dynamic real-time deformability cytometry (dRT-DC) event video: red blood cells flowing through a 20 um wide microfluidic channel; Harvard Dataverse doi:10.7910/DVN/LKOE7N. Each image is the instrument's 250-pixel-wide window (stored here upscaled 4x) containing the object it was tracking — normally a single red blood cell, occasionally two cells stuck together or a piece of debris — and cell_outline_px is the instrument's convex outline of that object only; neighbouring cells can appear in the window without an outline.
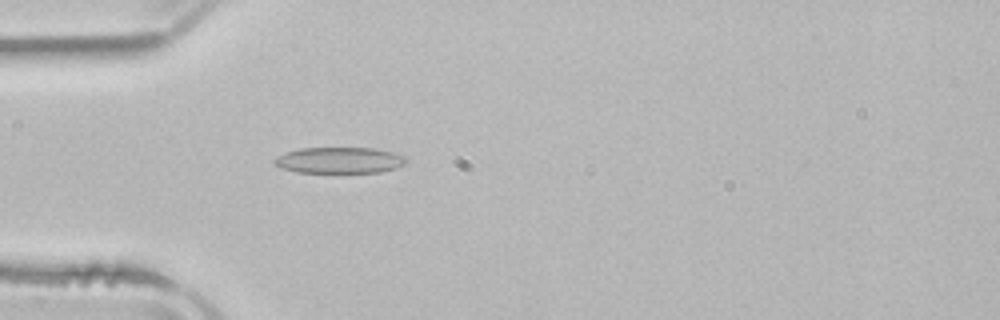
{"species": "common noctule bat (a hibernating species)", "species_latin": "Nyctalus noctula", "temperature_condition": "room temperature", "stored_images_in_passage": 4, "camera_frame_rate_fps": 3000, "um_per_image_px": 0.085, "animal": {"sex": "male", "body_mass_g": 21.5, "forearm_length_mm": 52.0}, "frame": {"image": 1, "passage_image": 4, "time_ms": 4.667, "image_size_px": [1000, 320], "cell_outline_px": [[404, 164], [396, 168], [380, 172], [296, 172], [280, 168], [272, 164], [272, 160], [276, 156], [284, 152], [300, 148], [372, 148], [396, 152], [404, 156]], "centroid_in_image_um": [28.78, 13.61], "position_along_channel_um": 56.2, "area_um2": 20.17}}